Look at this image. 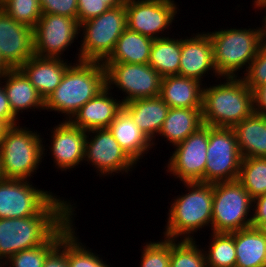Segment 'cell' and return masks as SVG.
<instances>
[{
	"label": "cell",
	"instance_id": "1",
	"mask_svg": "<svg viewBox=\"0 0 266 267\" xmlns=\"http://www.w3.org/2000/svg\"><path fill=\"white\" fill-rule=\"evenodd\" d=\"M77 207L55 196L38 214L0 218V259L46 243L72 216Z\"/></svg>",
	"mask_w": 266,
	"mask_h": 267
},
{
	"label": "cell",
	"instance_id": "2",
	"mask_svg": "<svg viewBox=\"0 0 266 267\" xmlns=\"http://www.w3.org/2000/svg\"><path fill=\"white\" fill-rule=\"evenodd\" d=\"M74 64V65H73ZM106 88L105 67L101 62L78 61L66 70L61 83L45 100V109L73 116L90 99Z\"/></svg>",
	"mask_w": 266,
	"mask_h": 267
},
{
	"label": "cell",
	"instance_id": "3",
	"mask_svg": "<svg viewBox=\"0 0 266 267\" xmlns=\"http://www.w3.org/2000/svg\"><path fill=\"white\" fill-rule=\"evenodd\" d=\"M203 87L202 115L205 125L233 128L254 112L253 91L238 77Z\"/></svg>",
	"mask_w": 266,
	"mask_h": 267
},
{
	"label": "cell",
	"instance_id": "4",
	"mask_svg": "<svg viewBox=\"0 0 266 267\" xmlns=\"http://www.w3.org/2000/svg\"><path fill=\"white\" fill-rule=\"evenodd\" d=\"M183 185L188 192L177 195L170 204L163 232L167 239L194 240L191 234L212 224L213 183L183 182Z\"/></svg>",
	"mask_w": 266,
	"mask_h": 267
},
{
	"label": "cell",
	"instance_id": "5",
	"mask_svg": "<svg viewBox=\"0 0 266 267\" xmlns=\"http://www.w3.org/2000/svg\"><path fill=\"white\" fill-rule=\"evenodd\" d=\"M262 22V27L252 29L233 27L207 32L213 45L216 72L220 77H238L237 71H247L266 40V18Z\"/></svg>",
	"mask_w": 266,
	"mask_h": 267
},
{
	"label": "cell",
	"instance_id": "6",
	"mask_svg": "<svg viewBox=\"0 0 266 267\" xmlns=\"http://www.w3.org/2000/svg\"><path fill=\"white\" fill-rule=\"evenodd\" d=\"M37 133L19 124L6 130L0 142L2 178L30 180L34 175L47 150L42 142L44 138Z\"/></svg>",
	"mask_w": 266,
	"mask_h": 267
},
{
	"label": "cell",
	"instance_id": "7",
	"mask_svg": "<svg viewBox=\"0 0 266 267\" xmlns=\"http://www.w3.org/2000/svg\"><path fill=\"white\" fill-rule=\"evenodd\" d=\"M127 28L125 4L109 8L98 17L79 24L83 34L78 61L103 63L114 50L118 38ZM82 29V30H81Z\"/></svg>",
	"mask_w": 266,
	"mask_h": 267
},
{
	"label": "cell",
	"instance_id": "8",
	"mask_svg": "<svg viewBox=\"0 0 266 267\" xmlns=\"http://www.w3.org/2000/svg\"><path fill=\"white\" fill-rule=\"evenodd\" d=\"M213 193L212 232L232 233L251 227L253 199L238 180L213 183Z\"/></svg>",
	"mask_w": 266,
	"mask_h": 267
},
{
	"label": "cell",
	"instance_id": "9",
	"mask_svg": "<svg viewBox=\"0 0 266 267\" xmlns=\"http://www.w3.org/2000/svg\"><path fill=\"white\" fill-rule=\"evenodd\" d=\"M242 159L234 129L209 126L205 183L237 180Z\"/></svg>",
	"mask_w": 266,
	"mask_h": 267
},
{
	"label": "cell",
	"instance_id": "10",
	"mask_svg": "<svg viewBox=\"0 0 266 267\" xmlns=\"http://www.w3.org/2000/svg\"><path fill=\"white\" fill-rule=\"evenodd\" d=\"M106 87L119 88L126 95L122 103L160 96L162 77L149 64L103 63ZM113 85V86H112Z\"/></svg>",
	"mask_w": 266,
	"mask_h": 267
},
{
	"label": "cell",
	"instance_id": "11",
	"mask_svg": "<svg viewBox=\"0 0 266 267\" xmlns=\"http://www.w3.org/2000/svg\"><path fill=\"white\" fill-rule=\"evenodd\" d=\"M209 142V125H203L183 142L173 146L175 150L168 161L166 171L183 182L205 183V165ZM176 176V177H175Z\"/></svg>",
	"mask_w": 266,
	"mask_h": 267
},
{
	"label": "cell",
	"instance_id": "12",
	"mask_svg": "<svg viewBox=\"0 0 266 267\" xmlns=\"http://www.w3.org/2000/svg\"><path fill=\"white\" fill-rule=\"evenodd\" d=\"M25 179H0V218H24L38 214L54 197Z\"/></svg>",
	"mask_w": 266,
	"mask_h": 267
},
{
	"label": "cell",
	"instance_id": "13",
	"mask_svg": "<svg viewBox=\"0 0 266 267\" xmlns=\"http://www.w3.org/2000/svg\"><path fill=\"white\" fill-rule=\"evenodd\" d=\"M177 6L174 0H126L127 28L152 39L165 37L162 34L175 20Z\"/></svg>",
	"mask_w": 266,
	"mask_h": 267
},
{
	"label": "cell",
	"instance_id": "14",
	"mask_svg": "<svg viewBox=\"0 0 266 267\" xmlns=\"http://www.w3.org/2000/svg\"><path fill=\"white\" fill-rule=\"evenodd\" d=\"M91 133L94 136L93 134L90 135ZM84 160L89 164L91 163L92 166L94 165L100 177L120 172L121 174L124 172L128 174L137 165L125 150L120 147L108 128L87 131Z\"/></svg>",
	"mask_w": 266,
	"mask_h": 267
},
{
	"label": "cell",
	"instance_id": "15",
	"mask_svg": "<svg viewBox=\"0 0 266 267\" xmlns=\"http://www.w3.org/2000/svg\"><path fill=\"white\" fill-rule=\"evenodd\" d=\"M78 34L79 23L76 19L43 13L34 28V53L39 57L61 58L78 39Z\"/></svg>",
	"mask_w": 266,
	"mask_h": 267
},
{
	"label": "cell",
	"instance_id": "16",
	"mask_svg": "<svg viewBox=\"0 0 266 267\" xmlns=\"http://www.w3.org/2000/svg\"><path fill=\"white\" fill-rule=\"evenodd\" d=\"M34 29L19 23L0 8V56L10 68H19L34 56Z\"/></svg>",
	"mask_w": 266,
	"mask_h": 267
},
{
	"label": "cell",
	"instance_id": "17",
	"mask_svg": "<svg viewBox=\"0 0 266 267\" xmlns=\"http://www.w3.org/2000/svg\"><path fill=\"white\" fill-rule=\"evenodd\" d=\"M216 72L213 55V45L210 36L206 32L196 33L190 38H181V56L178 76L192 78L202 82L207 74ZM209 72V73H208ZM206 74V75H205Z\"/></svg>",
	"mask_w": 266,
	"mask_h": 267
},
{
	"label": "cell",
	"instance_id": "18",
	"mask_svg": "<svg viewBox=\"0 0 266 267\" xmlns=\"http://www.w3.org/2000/svg\"><path fill=\"white\" fill-rule=\"evenodd\" d=\"M51 147L55 167L61 171L76 168L84 161L85 140L87 131L74 126L70 121L63 119L51 131Z\"/></svg>",
	"mask_w": 266,
	"mask_h": 267
},
{
	"label": "cell",
	"instance_id": "19",
	"mask_svg": "<svg viewBox=\"0 0 266 267\" xmlns=\"http://www.w3.org/2000/svg\"><path fill=\"white\" fill-rule=\"evenodd\" d=\"M64 58L32 56L19 69L25 74L44 101L58 87L67 68Z\"/></svg>",
	"mask_w": 266,
	"mask_h": 267
},
{
	"label": "cell",
	"instance_id": "20",
	"mask_svg": "<svg viewBox=\"0 0 266 267\" xmlns=\"http://www.w3.org/2000/svg\"><path fill=\"white\" fill-rule=\"evenodd\" d=\"M122 109V101L114 99L106 87L82 106L70 122L84 131L108 128Z\"/></svg>",
	"mask_w": 266,
	"mask_h": 267
},
{
	"label": "cell",
	"instance_id": "21",
	"mask_svg": "<svg viewBox=\"0 0 266 267\" xmlns=\"http://www.w3.org/2000/svg\"><path fill=\"white\" fill-rule=\"evenodd\" d=\"M138 128L156 145L155 136L160 133L170 107L160 96L141 98L123 104ZM154 139V140H153Z\"/></svg>",
	"mask_w": 266,
	"mask_h": 267
},
{
	"label": "cell",
	"instance_id": "22",
	"mask_svg": "<svg viewBox=\"0 0 266 267\" xmlns=\"http://www.w3.org/2000/svg\"><path fill=\"white\" fill-rule=\"evenodd\" d=\"M4 84L13 114L18 118L20 111L45 110V101L25 74L19 69H9L0 78Z\"/></svg>",
	"mask_w": 266,
	"mask_h": 267
},
{
	"label": "cell",
	"instance_id": "23",
	"mask_svg": "<svg viewBox=\"0 0 266 267\" xmlns=\"http://www.w3.org/2000/svg\"><path fill=\"white\" fill-rule=\"evenodd\" d=\"M203 84L178 75L162 78L160 97L170 108H202Z\"/></svg>",
	"mask_w": 266,
	"mask_h": 267
},
{
	"label": "cell",
	"instance_id": "24",
	"mask_svg": "<svg viewBox=\"0 0 266 267\" xmlns=\"http://www.w3.org/2000/svg\"><path fill=\"white\" fill-rule=\"evenodd\" d=\"M120 147L136 162L153 148V142L134 123L131 116L122 109L108 127ZM152 146V147H151Z\"/></svg>",
	"mask_w": 266,
	"mask_h": 267
},
{
	"label": "cell",
	"instance_id": "25",
	"mask_svg": "<svg viewBox=\"0 0 266 267\" xmlns=\"http://www.w3.org/2000/svg\"><path fill=\"white\" fill-rule=\"evenodd\" d=\"M233 129L242 158L266 157V116L253 112Z\"/></svg>",
	"mask_w": 266,
	"mask_h": 267
},
{
	"label": "cell",
	"instance_id": "26",
	"mask_svg": "<svg viewBox=\"0 0 266 267\" xmlns=\"http://www.w3.org/2000/svg\"><path fill=\"white\" fill-rule=\"evenodd\" d=\"M203 125L202 108H170L158 135L175 146Z\"/></svg>",
	"mask_w": 266,
	"mask_h": 267
},
{
	"label": "cell",
	"instance_id": "27",
	"mask_svg": "<svg viewBox=\"0 0 266 267\" xmlns=\"http://www.w3.org/2000/svg\"><path fill=\"white\" fill-rule=\"evenodd\" d=\"M154 39L126 28L103 63L148 64Z\"/></svg>",
	"mask_w": 266,
	"mask_h": 267
},
{
	"label": "cell",
	"instance_id": "28",
	"mask_svg": "<svg viewBox=\"0 0 266 267\" xmlns=\"http://www.w3.org/2000/svg\"><path fill=\"white\" fill-rule=\"evenodd\" d=\"M235 267H266V237L255 227L234 232Z\"/></svg>",
	"mask_w": 266,
	"mask_h": 267
},
{
	"label": "cell",
	"instance_id": "29",
	"mask_svg": "<svg viewBox=\"0 0 266 267\" xmlns=\"http://www.w3.org/2000/svg\"><path fill=\"white\" fill-rule=\"evenodd\" d=\"M181 39L168 36L154 39L148 64L163 78L178 75Z\"/></svg>",
	"mask_w": 266,
	"mask_h": 267
},
{
	"label": "cell",
	"instance_id": "30",
	"mask_svg": "<svg viewBox=\"0 0 266 267\" xmlns=\"http://www.w3.org/2000/svg\"><path fill=\"white\" fill-rule=\"evenodd\" d=\"M72 216L46 243L15 253L5 261L10 267H43L47 255L59 244L60 238L74 225Z\"/></svg>",
	"mask_w": 266,
	"mask_h": 267
},
{
	"label": "cell",
	"instance_id": "31",
	"mask_svg": "<svg viewBox=\"0 0 266 267\" xmlns=\"http://www.w3.org/2000/svg\"><path fill=\"white\" fill-rule=\"evenodd\" d=\"M237 180L252 199L266 194V157L243 158Z\"/></svg>",
	"mask_w": 266,
	"mask_h": 267
},
{
	"label": "cell",
	"instance_id": "32",
	"mask_svg": "<svg viewBox=\"0 0 266 267\" xmlns=\"http://www.w3.org/2000/svg\"><path fill=\"white\" fill-rule=\"evenodd\" d=\"M213 239V240H212ZM208 250L205 251L207 267H235L236 249L234 232H212Z\"/></svg>",
	"mask_w": 266,
	"mask_h": 267
},
{
	"label": "cell",
	"instance_id": "33",
	"mask_svg": "<svg viewBox=\"0 0 266 267\" xmlns=\"http://www.w3.org/2000/svg\"><path fill=\"white\" fill-rule=\"evenodd\" d=\"M196 243L195 240L171 239L169 267H207L205 249Z\"/></svg>",
	"mask_w": 266,
	"mask_h": 267
},
{
	"label": "cell",
	"instance_id": "34",
	"mask_svg": "<svg viewBox=\"0 0 266 267\" xmlns=\"http://www.w3.org/2000/svg\"><path fill=\"white\" fill-rule=\"evenodd\" d=\"M74 226L67 231L68 267H110L91 249H87L79 240Z\"/></svg>",
	"mask_w": 266,
	"mask_h": 267
},
{
	"label": "cell",
	"instance_id": "35",
	"mask_svg": "<svg viewBox=\"0 0 266 267\" xmlns=\"http://www.w3.org/2000/svg\"><path fill=\"white\" fill-rule=\"evenodd\" d=\"M0 8L14 20L32 29L43 14L39 0H3Z\"/></svg>",
	"mask_w": 266,
	"mask_h": 267
},
{
	"label": "cell",
	"instance_id": "36",
	"mask_svg": "<svg viewBox=\"0 0 266 267\" xmlns=\"http://www.w3.org/2000/svg\"><path fill=\"white\" fill-rule=\"evenodd\" d=\"M140 267H169L171 257V239L147 242L143 246Z\"/></svg>",
	"mask_w": 266,
	"mask_h": 267
},
{
	"label": "cell",
	"instance_id": "37",
	"mask_svg": "<svg viewBox=\"0 0 266 267\" xmlns=\"http://www.w3.org/2000/svg\"><path fill=\"white\" fill-rule=\"evenodd\" d=\"M244 74L240 77L251 91L266 83V40Z\"/></svg>",
	"mask_w": 266,
	"mask_h": 267
},
{
	"label": "cell",
	"instance_id": "38",
	"mask_svg": "<svg viewBox=\"0 0 266 267\" xmlns=\"http://www.w3.org/2000/svg\"><path fill=\"white\" fill-rule=\"evenodd\" d=\"M42 13L62 15L77 20V0H39Z\"/></svg>",
	"mask_w": 266,
	"mask_h": 267
},
{
	"label": "cell",
	"instance_id": "39",
	"mask_svg": "<svg viewBox=\"0 0 266 267\" xmlns=\"http://www.w3.org/2000/svg\"><path fill=\"white\" fill-rule=\"evenodd\" d=\"M108 9L105 0H77V21L79 24L88 21L98 17Z\"/></svg>",
	"mask_w": 266,
	"mask_h": 267
},
{
	"label": "cell",
	"instance_id": "40",
	"mask_svg": "<svg viewBox=\"0 0 266 267\" xmlns=\"http://www.w3.org/2000/svg\"><path fill=\"white\" fill-rule=\"evenodd\" d=\"M43 267H68L67 232L60 238L59 244L47 255Z\"/></svg>",
	"mask_w": 266,
	"mask_h": 267
},
{
	"label": "cell",
	"instance_id": "41",
	"mask_svg": "<svg viewBox=\"0 0 266 267\" xmlns=\"http://www.w3.org/2000/svg\"><path fill=\"white\" fill-rule=\"evenodd\" d=\"M17 119L10 107L3 82L0 80V120L4 121L9 127H12L19 124V119Z\"/></svg>",
	"mask_w": 266,
	"mask_h": 267
},
{
	"label": "cell",
	"instance_id": "42",
	"mask_svg": "<svg viewBox=\"0 0 266 267\" xmlns=\"http://www.w3.org/2000/svg\"><path fill=\"white\" fill-rule=\"evenodd\" d=\"M252 221L251 227H257L263 220L266 219V194L253 199Z\"/></svg>",
	"mask_w": 266,
	"mask_h": 267
},
{
	"label": "cell",
	"instance_id": "43",
	"mask_svg": "<svg viewBox=\"0 0 266 267\" xmlns=\"http://www.w3.org/2000/svg\"><path fill=\"white\" fill-rule=\"evenodd\" d=\"M254 112L266 116V83L253 90Z\"/></svg>",
	"mask_w": 266,
	"mask_h": 267
},
{
	"label": "cell",
	"instance_id": "44",
	"mask_svg": "<svg viewBox=\"0 0 266 267\" xmlns=\"http://www.w3.org/2000/svg\"><path fill=\"white\" fill-rule=\"evenodd\" d=\"M125 2H126V0H105V4L109 8H114V7H117V6L124 5Z\"/></svg>",
	"mask_w": 266,
	"mask_h": 267
},
{
	"label": "cell",
	"instance_id": "45",
	"mask_svg": "<svg viewBox=\"0 0 266 267\" xmlns=\"http://www.w3.org/2000/svg\"><path fill=\"white\" fill-rule=\"evenodd\" d=\"M254 3V8L258 9V10H266V0H253ZM265 15H266V11H265ZM264 18H266V16H263Z\"/></svg>",
	"mask_w": 266,
	"mask_h": 267
},
{
	"label": "cell",
	"instance_id": "46",
	"mask_svg": "<svg viewBox=\"0 0 266 267\" xmlns=\"http://www.w3.org/2000/svg\"><path fill=\"white\" fill-rule=\"evenodd\" d=\"M8 128L9 126L4 121L0 120V142Z\"/></svg>",
	"mask_w": 266,
	"mask_h": 267
},
{
	"label": "cell",
	"instance_id": "47",
	"mask_svg": "<svg viewBox=\"0 0 266 267\" xmlns=\"http://www.w3.org/2000/svg\"><path fill=\"white\" fill-rule=\"evenodd\" d=\"M10 68L3 62L0 56V78L3 74H5Z\"/></svg>",
	"mask_w": 266,
	"mask_h": 267
},
{
	"label": "cell",
	"instance_id": "48",
	"mask_svg": "<svg viewBox=\"0 0 266 267\" xmlns=\"http://www.w3.org/2000/svg\"><path fill=\"white\" fill-rule=\"evenodd\" d=\"M266 237V219L256 227Z\"/></svg>",
	"mask_w": 266,
	"mask_h": 267
},
{
	"label": "cell",
	"instance_id": "49",
	"mask_svg": "<svg viewBox=\"0 0 266 267\" xmlns=\"http://www.w3.org/2000/svg\"><path fill=\"white\" fill-rule=\"evenodd\" d=\"M4 265H5V261H3V260L0 259V267H2V266L4 267Z\"/></svg>",
	"mask_w": 266,
	"mask_h": 267
}]
</instances>
